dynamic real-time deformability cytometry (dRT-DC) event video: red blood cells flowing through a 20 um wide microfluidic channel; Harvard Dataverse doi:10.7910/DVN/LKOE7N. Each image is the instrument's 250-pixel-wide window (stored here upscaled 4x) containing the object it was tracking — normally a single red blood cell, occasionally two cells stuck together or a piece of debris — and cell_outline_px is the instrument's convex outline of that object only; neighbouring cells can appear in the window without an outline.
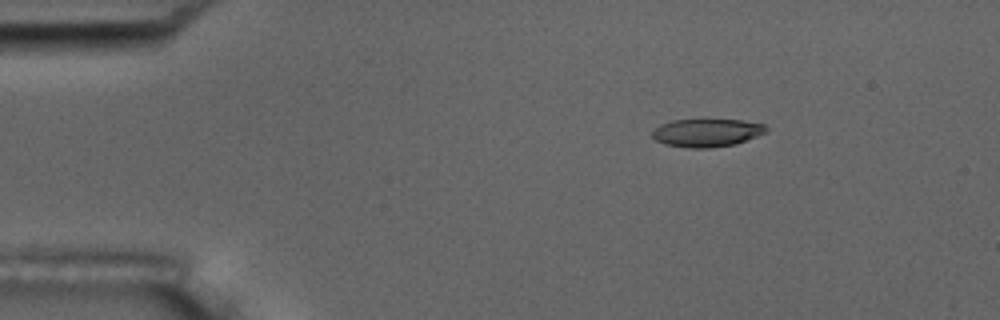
{"species": "common noctule bat (a hibernating species)", "species_latin": "Nyctalus noctula", "temperature_condition": "room temperature", "stored_images_in_passage": 5, "camera_frame_rate_fps": 3000, "um_per_image_px": 0.085, "animal": {"sex": "male", "body_mass_g": 17.5, "forearm_length_mm": 52.3}, "frame": {"image": 1, "passage_image": 2, "time_ms": 2.0, "image_size_px": [1000, 320], "cell_outline_px": [[768, 128], [764, 132], [756, 136], [736, 144], [708, 148], [688, 148], [664, 144], [656, 140], [652, 136], [652, 132], [660, 124], [672, 120], [740, 120], [764, 124]], "centroid_in_image_um": [60.05, 11.29], "position_along_channel_um": 25.0, "area_um2": 18.44}}
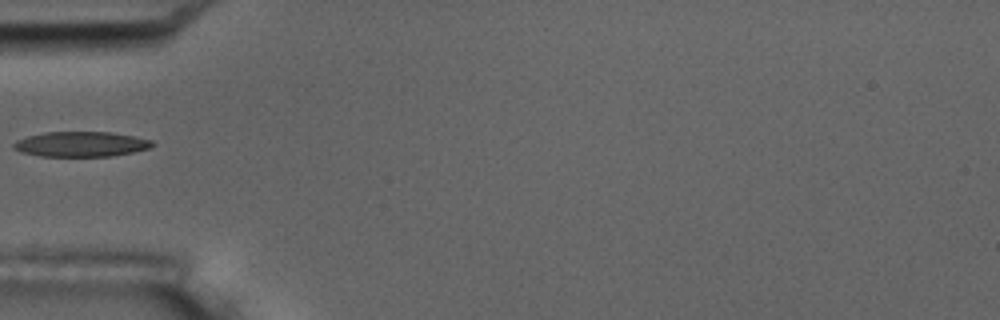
{"frame": {"image": 2, "passage_image": 5, "time_ms": 5.333, "image_size_px": [1000, 320], "cell_outline_px": [[156, 144], [148, 148], [132, 152], [112, 156], [40, 156], [20, 152], [12, 148], [12, 144], [16, 140], [28, 136], [44, 132], [112, 132], [152, 140]], "centroid_in_image_um": [6.85, 12.25], "position_along_channel_um": 78.2, "area_um2": 20.29}}